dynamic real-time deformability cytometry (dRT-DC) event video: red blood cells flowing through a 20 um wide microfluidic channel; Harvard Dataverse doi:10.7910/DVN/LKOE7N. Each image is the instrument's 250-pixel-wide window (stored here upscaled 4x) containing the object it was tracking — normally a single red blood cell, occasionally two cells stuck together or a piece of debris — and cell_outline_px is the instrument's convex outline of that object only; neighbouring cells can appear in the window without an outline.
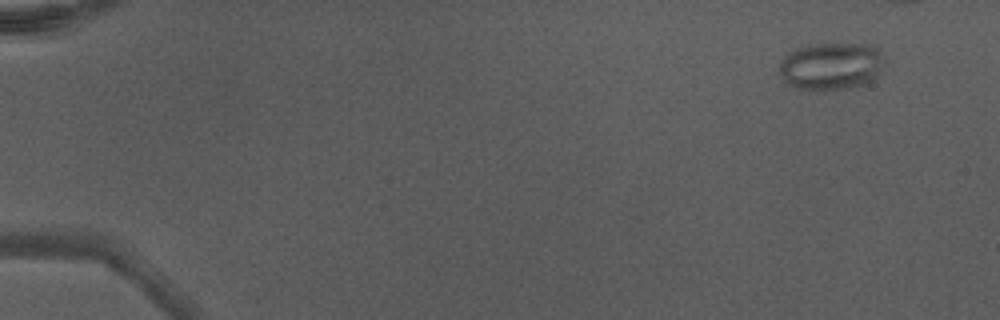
{"species": "Egyptian fruit bat (a non-hibernating species)", "species_latin": "Rousettus aegyptiacus", "temperature_condition": "warm", "stored_images_in_passage": 16, "camera_frame_rate_fps": 3000, "um_per_image_px": 0.085, "animal": {"sex": "male"}, "frame": {"image": 1, "passage_image": 5, "time_ms": 1.333, "image_size_px": [1000, 320], "cell_outline_px": [[884, 60], [876, 76], [872, 80], [864, 84], [824, 92], [812, 92], [788, 84], [784, 80], [780, 72], [780, 64], [796, 48], [808, 44], [876, 44], [880, 48], [884, 56]], "centroid_in_image_um": [70.69, 5.63], "position_along_channel_um": 14.3, "area_um2": 29.25}}